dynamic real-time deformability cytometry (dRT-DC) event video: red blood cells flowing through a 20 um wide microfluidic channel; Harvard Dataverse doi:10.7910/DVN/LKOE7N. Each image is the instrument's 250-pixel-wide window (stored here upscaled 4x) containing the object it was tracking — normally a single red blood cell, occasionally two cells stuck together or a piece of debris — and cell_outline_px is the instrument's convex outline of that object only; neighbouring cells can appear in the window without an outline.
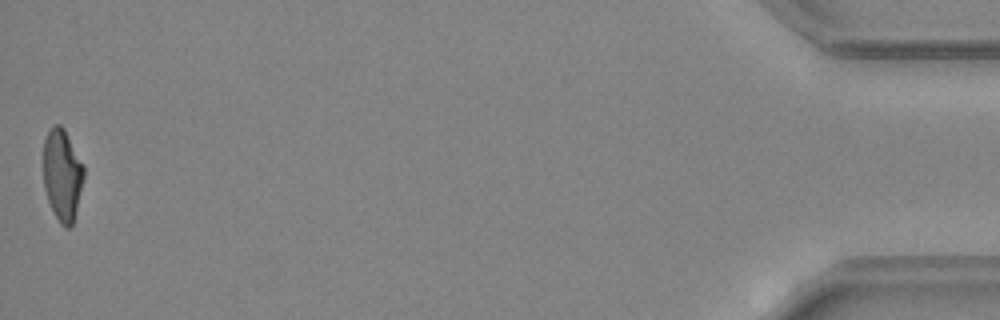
{"species": "common noctule bat (a hibernating species)", "species_latin": "Nyctalus noctula", "temperature_condition": "warm", "stored_images_in_passage": 45, "camera_frame_rate_fps": 3000, "um_per_image_px": 0.085, "animal": {"sex": "female", "body_mass_g": 24.6, "forearm_length_mm": 56.2}, "frame": {"image": 1, "passage_image": 45, "time_ms": 14.667, "image_size_px": [1000, 320], "cell_outline_px": [[84, 180], [72, 224], [68, 228], [64, 228], [60, 224], [48, 200], [44, 188], [44, 140], [52, 124], [60, 124], [64, 128], [84, 164]], "centroid_in_image_um": [5.31, 14.83], "position_along_channel_um": 429.9, "area_um2": 21.62}, "authors_computed_cell_mechanics": {"area_um2": 22.3686, "velocity_mm_per_s": 4.5152, "shape_relaxation_time_tau1_ms": null, "shape_relaxation_time_tau2_ms": 3.0929, "deformation_change_tau1": null, "deformation_change_tau2": 0.1273}}